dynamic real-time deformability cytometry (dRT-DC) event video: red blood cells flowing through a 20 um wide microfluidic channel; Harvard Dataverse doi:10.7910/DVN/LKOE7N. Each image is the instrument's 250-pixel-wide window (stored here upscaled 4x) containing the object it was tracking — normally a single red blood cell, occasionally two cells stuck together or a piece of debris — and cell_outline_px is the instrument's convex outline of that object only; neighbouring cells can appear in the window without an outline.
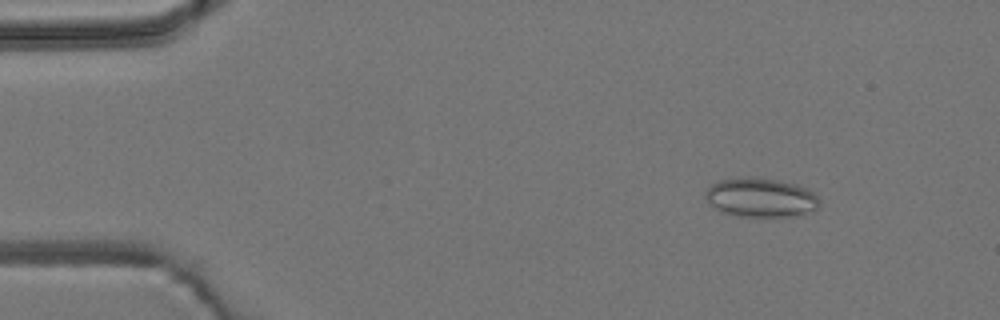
{"species": "common noctule bat (a hibernating species)", "species_latin": "Nyctalus noctula", "temperature_condition": "room temperature", "stored_images_in_passage": 6, "camera_frame_rate_fps": 3000, "um_per_image_px": 0.085, "animal": {"sex": "male", "body_mass_g": 19.2, "forearm_length_mm": 51.8}, "frame": {"image": 1, "passage_image": 2, "time_ms": 1.333, "image_size_px": [1000, 320], "cell_outline_px": [[820, 208], [812, 212], [792, 216], [740, 216], [720, 212], [708, 204], [704, 196], [704, 192], [712, 184], [720, 180], [748, 176], [776, 180], [796, 184], [808, 188], [820, 200]], "centroid_in_image_um": [64.66, 16.8], "position_along_channel_um": 20.3, "area_um2": 26.3}}